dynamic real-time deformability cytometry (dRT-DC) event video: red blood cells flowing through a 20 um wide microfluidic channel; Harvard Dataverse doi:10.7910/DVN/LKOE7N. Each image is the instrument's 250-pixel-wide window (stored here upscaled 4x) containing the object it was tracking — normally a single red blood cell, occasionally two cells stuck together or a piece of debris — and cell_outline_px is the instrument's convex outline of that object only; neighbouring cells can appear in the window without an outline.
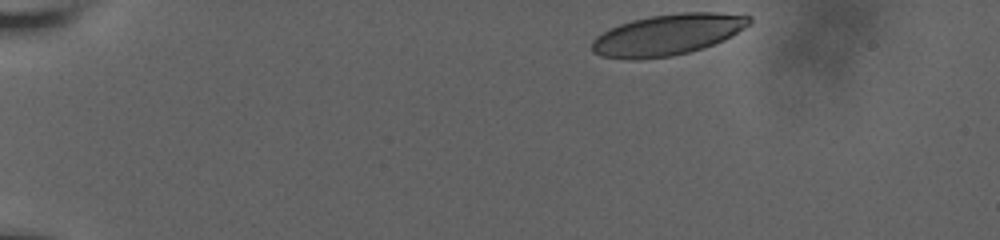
{"species": "human", "species_latin": "Homo sapiens", "temperature_condition": "room temperature", "stored_images_in_passage": 11, "camera_frame_rate_fps": 3000, "um_per_image_px": 0.085, "donor": {"sex": "male"}, "frame": {"image": 1, "passage_image": 1, "time_ms": 0.0, "image_size_px": [1000, 240], "cell_outline_px": [[752, 24], [732, 36], [724, 40], [688, 52], [672, 56], [640, 60], [628, 60], [600, 56], [592, 52], [592, 40], [596, 36], [608, 28], [632, 20], [652, 16], [680, 12], [716, 12], [752, 16]], "centroid_in_image_um": [56.73, 2.95], "position_along_channel_um": 28.3, "area_um2": 37.97}}
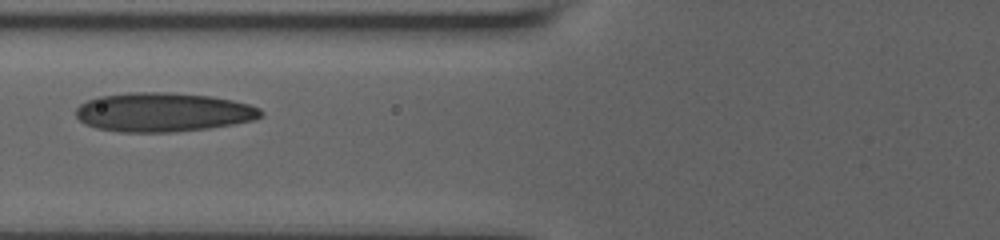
{"frame": {"image": 2, "passage_image": 7, "time_ms": 2.0, "image_size_px": [1000, 240], "cell_outline_px": [[264, 112], [260, 116], [252, 120], [232, 124], [208, 128], [172, 132], [120, 132], [96, 128], [84, 124], [76, 116], [76, 108], [80, 104], [96, 96], [128, 92], [172, 92], [212, 96], [232, 100], [248, 104], [260, 108]], "centroid_in_image_um": [13.82, 9.53], "position_along_channel_um": 112.0, "area_um2": 42.31}}
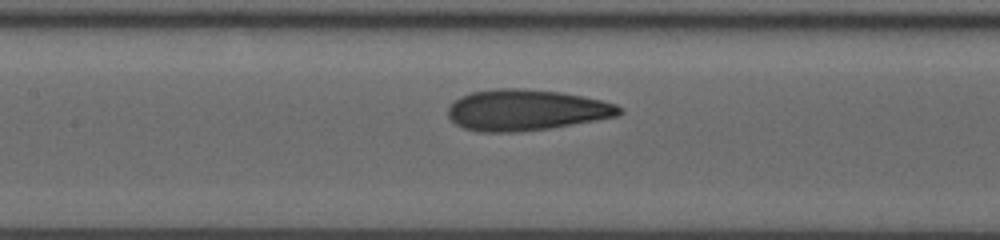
{"frame": {"image": 3, "passage_image": 10, "time_ms": 3.0, "image_size_px": [1000, 240], "cell_outline_px": [[624, 112], [620, 116], [548, 128], [516, 132], [480, 132], [464, 128], [456, 124], [448, 116], [448, 108], [460, 96], [472, 92], [496, 88], [520, 88], [560, 92], [584, 96], [616, 104]], "centroid_in_image_um": [44.73, 9.35], "position_along_channel_um": 162.7, "area_um2": 40.86}}